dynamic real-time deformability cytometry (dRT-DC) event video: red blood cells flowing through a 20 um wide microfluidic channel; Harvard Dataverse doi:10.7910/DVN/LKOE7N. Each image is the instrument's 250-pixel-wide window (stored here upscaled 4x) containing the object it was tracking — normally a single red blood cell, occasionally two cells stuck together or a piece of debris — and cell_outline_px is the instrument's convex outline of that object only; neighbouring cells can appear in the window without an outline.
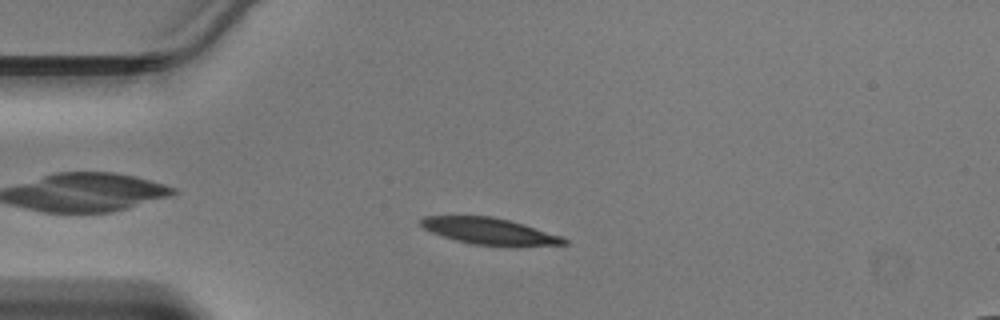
{"species": "Egyptian fruit bat (a non-hibernating species)", "species_latin": "Rousettus aegyptiacus", "temperature_condition": "warm", "stored_images_in_passage": 36, "camera_frame_rate_fps": 3000, "um_per_image_px": 0.085, "animal": {"sex": "male"}, "frame": {"image": 1, "passage_image": 1, "time_ms": 0.0, "image_size_px": [1000, 320], "cell_outline_px": [[568, 244], [512, 248], [472, 244], [456, 240], [432, 232], [424, 228], [420, 224], [420, 220], [424, 216], [492, 216], [524, 224], [564, 236], [568, 240]], "centroid_in_image_um": [41.73, 19.69], "position_along_channel_um": 43.3, "area_um2": 22.72}}
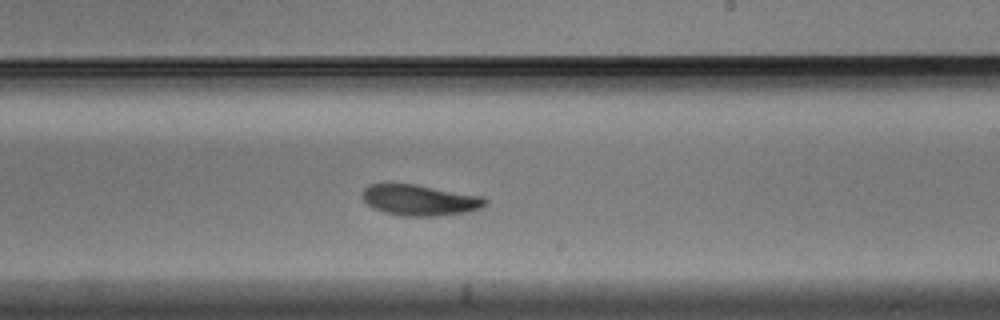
{"frame": {"image": 2, "passage_image": 17, "time_ms": 5.333, "image_size_px": [1000, 320], "cell_outline_px": [[488, 204], [480, 208], [468, 212], [436, 216], [404, 216], [384, 212], [368, 204], [364, 200], [364, 188], [368, 184], [416, 184], [484, 196], [488, 200]], "centroid_in_image_um": [35.76, 17.01], "position_along_channel_um": 253.2, "area_um2": 22.08}}
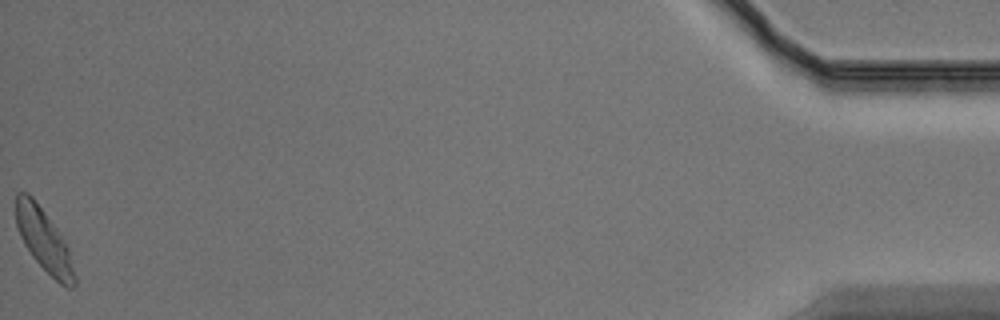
{"frame": {"image": 3, "passage_image": 36, "time_ms": 11.667, "image_size_px": [1000, 320], "cell_outline_px": [[76, 284], [72, 288], [68, 288], [60, 284], [32, 256], [24, 244], [20, 236], [16, 224], [16, 192], [28, 192], [32, 196], [68, 244], [76, 276]], "centroid_in_image_um": [3.75, 20.42], "position_along_channel_um": 431.4, "area_um2": 21.27}}